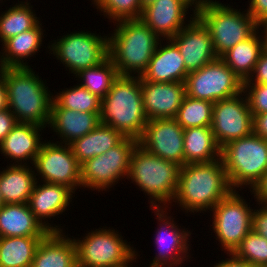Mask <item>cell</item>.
I'll return each instance as SVG.
<instances>
[{"instance_id":"30bf717a","label":"cell","mask_w":267,"mask_h":267,"mask_svg":"<svg viewBox=\"0 0 267 267\" xmlns=\"http://www.w3.org/2000/svg\"><path fill=\"white\" fill-rule=\"evenodd\" d=\"M244 194L243 190H233L211 209L210 215L208 214V217H211L208 218V233L211 231L209 235H214V244L221 246L220 252L233 253L252 228V214L256 201L252 204L254 197L250 200V197L248 199L243 196Z\"/></svg>"},{"instance_id":"f5cc1de1","label":"cell","mask_w":267,"mask_h":267,"mask_svg":"<svg viewBox=\"0 0 267 267\" xmlns=\"http://www.w3.org/2000/svg\"><path fill=\"white\" fill-rule=\"evenodd\" d=\"M16 2H25V3H33L31 0H17ZM34 2H35V0H34Z\"/></svg>"},{"instance_id":"8fae6325","label":"cell","mask_w":267,"mask_h":267,"mask_svg":"<svg viewBox=\"0 0 267 267\" xmlns=\"http://www.w3.org/2000/svg\"><path fill=\"white\" fill-rule=\"evenodd\" d=\"M138 140L125 137L118 145L106 153L95 156L81 164V184L83 191L89 190L104 194L116 189L123 179H128L131 156ZM86 188V189H85ZM104 191V192H103Z\"/></svg>"},{"instance_id":"4dcf8cb0","label":"cell","mask_w":267,"mask_h":267,"mask_svg":"<svg viewBox=\"0 0 267 267\" xmlns=\"http://www.w3.org/2000/svg\"><path fill=\"white\" fill-rule=\"evenodd\" d=\"M6 7L4 1L0 2V44L2 45L7 39H10L19 33L34 28L40 21L42 16H38L32 3L15 2ZM3 4V5H2ZM32 4V5H31ZM41 17V18H40Z\"/></svg>"},{"instance_id":"ab89813d","label":"cell","mask_w":267,"mask_h":267,"mask_svg":"<svg viewBox=\"0 0 267 267\" xmlns=\"http://www.w3.org/2000/svg\"><path fill=\"white\" fill-rule=\"evenodd\" d=\"M251 229L267 239V205L256 203L252 214Z\"/></svg>"},{"instance_id":"b9f144b4","label":"cell","mask_w":267,"mask_h":267,"mask_svg":"<svg viewBox=\"0 0 267 267\" xmlns=\"http://www.w3.org/2000/svg\"><path fill=\"white\" fill-rule=\"evenodd\" d=\"M17 123L15 116L9 109L0 111V143L11 132Z\"/></svg>"},{"instance_id":"60d3db41","label":"cell","mask_w":267,"mask_h":267,"mask_svg":"<svg viewBox=\"0 0 267 267\" xmlns=\"http://www.w3.org/2000/svg\"><path fill=\"white\" fill-rule=\"evenodd\" d=\"M246 10L260 25L267 24V0H248Z\"/></svg>"},{"instance_id":"484cf974","label":"cell","mask_w":267,"mask_h":267,"mask_svg":"<svg viewBox=\"0 0 267 267\" xmlns=\"http://www.w3.org/2000/svg\"><path fill=\"white\" fill-rule=\"evenodd\" d=\"M49 232L34 216L28 203L0 207V237L46 236Z\"/></svg>"},{"instance_id":"44dd1931","label":"cell","mask_w":267,"mask_h":267,"mask_svg":"<svg viewBox=\"0 0 267 267\" xmlns=\"http://www.w3.org/2000/svg\"><path fill=\"white\" fill-rule=\"evenodd\" d=\"M143 108L148 120L175 118L186 95L183 82L141 80Z\"/></svg>"},{"instance_id":"7c38bea8","label":"cell","mask_w":267,"mask_h":267,"mask_svg":"<svg viewBox=\"0 0 267 267\" xmlns=\"http://www.w3.org/2000/svg\"><path fill=\"white\" fill-rule=\"evenodd\" d=\"M149 210L154 213L153 216L156 217L154 219L158 226L153 236V244L157 253H153L154 257L150 259L149 264L146 262V265L148 267H183L184 264L186 266L188 260L192 262L191 239H194L191 237L194 236L191 235L194 234L193 230L177 223L179 221L174 220L176 216L174 217L175 214L169 207L149 208Z\"/></svg>"},{"instance_id":"bcb514c9","label":"cell","mask_w":267,"mask_h":267,"mask_svg":"<svg viewBox=\"0 0 267 267\" xmlns=\"http://www.w3.org/2000/svg\"><path fill=\"white\" fill-rule=\"evenodd\" d=\"M8 109L7 88L3 76L0 74V111Z\"/></svg>"},{"instance_id":"3957f363","label":"cell","mask_w":267,"mask_h":267,"mask_svg":"<svg viewBox=\"0 0 267 267\" xmlns=\"http://www.w3.org/2000/svg\"><path fill=\"white\" fill-rule=\"evenodd\" d=\"M112 26L107 34L109 58L119 75L141 76L161 39L140 19L122 20Z\"/></svg>"},{"instance_id":"1f68e13d","label":"cell","mask_w":267,"mask_h":267,"mask_svg":"<svg viewBox=\"0 0 267 267\" xmlns=\"http://www.w3.org/2000/svg\"><path fill=\"white\" fill-rule=\"evenodd\" d=\"M44 237H0V267H31L38 244Z\"/></svg>"},{"instance_id":"836d02e7","label":"cell","mask_w":267,"mask_h":267,"mask_svg":"<svg viewBox=\"0 0 267 267\" xmlns=\"http://www.w3.org/2000/svg\"><path fill=\"white\" fill-rule=\"evenodd\" d=\"M67 88H59L53 93L51 108H67L78 112L100 113L101 99L77 82Z\"/></svg>"},{"instance_id":"2e32d148","label":"cell","mask_w":267,"mask_h":267,"mask_svg":"<svg viewBox=\"0 0 267 267\" xmlns=\"http://www.w3.org/2000/svg\"><path fill=\"white\" fill-rule=\"evenodd\" d=\"M75 195L77 194L67 186L37 181L28 205L34 216L48 231L66 232L64 229L66 225L56 224L54 220H61L58 219L61 215L69 214L65 211L73 206Z\"/></svg>"},{"instance_id":"d590c367","label":"cell","mask_w":267,"mask_h":267,"mask_svg":"<svg viewBox=\"0 0 267 267\" xmlns=\"http://www.w3.org/2000/svg\"><path fill=\"white\" fill-rule=\"evenodd\" d=\"M97 9V14L103 15L108 22L116 23L122 20H139L143 7L139 0H90Z\"/></svg>"},{"instance_id":"f1b7e54d","label":"cell","mask_w":267,"mask_h":267,"mask_svg":"<svg viewBox=\"0 0 267 267\" xmlns=\"http://www.w3.org/2000/svg\"><path fill=\"white\" fill-rule=\"evenodd\" d=\"M125 136L114 128L99 124L92 131L70 143L73 155L81 165L118 145Z\"/></svg>"},{"instance_id":"681fc988","label":"cell","mask_w":267,"mask_h":267,"mask_svg":"<svg viewBox=\"0 0 267 267\" xmlns=\"http://www.w3.org/2000/svg\"><path fill=\"white\" fill-rule=\"evenodd\" d=\"M141 6L144 8L145 6L150 5L151 3H154L156 0H139Z\"/></svg>"},{"instance_id":"c3c4849f","label":"cell","mask_w":267,"mask_h":267,"mask_svg":"<svg viewBox=\"0 0 267 267\" xmlns=\"http://www.w3.org/2000/svg\"><path fill=\"white\" fill-rule=\"evenodd\" d=\"M140 252L141 251H139L138 249H136V257L133 260H131L129 263H127L126 265L120 266V267H133V266H135L133 264H135L138 259H141L140 255H139Z\"/></svg>"},{"instance_id":"7a4b0ae2","label":"cell","mask_w":267,"mask_h":267,"mask_svg":"<svg viewBox=\"0 0 267 267\" xmlns=\"http://www.w3.org/2000/svg\"><path fill=\"white\" fill-rule=\"evenodd\" d=\"M33 67V68H32ZM0 68L8 97V109L20 123L48 128L53 102V92L42 79L35 66Z\"/></svg>"},{"instance_id":"277c9868","label":"cell","mask_w":267,"mask_h":267,"mask_svg":"<svg viewBox=\"0 0 267 267\" xmlns=\"http://www.w3.org/2000/svg\"><path fill=\"white\" fill-rule=\"evenodd\" d=\"M100 124L139 139L148 119L143 108L140 76L119 75L101 100Z\"/></svg>"},{"instance_id":"ac0fdd59","label":"cell","mask_w":267,"mask_h":267,"mask_svg":"<svg viewBox=\"0 0 267 267\" xmlns=\"http://www.w3.org/2000/svg\"><path fill=\"white\" fill-rule=\"evenodd\" d=\"M195 16L196 12L183 0H156L143 8L140 20L161 40H166L173 38Z\"/></svg>"},{"instance_id":"cb8c5ba5","label":"cell","mask_w":267,"mask_h":267,"mask_svg":"<svg viewBox=\"0 0 267 267\" xmlns=\"http://www.w3.org/2000/svg\"><path fill=\"white\" fill-rule=\"evenodd\" d=\"M100 113L78 112L67 108H51L48 132L52 141L70 144L86 135L100 124ZM60 139V141L58 140ZM58 140V141H57Z\"/></svg>"},{"instance_id":"83f0119b","label":"cell","mask_w":267,"mask_h":267,"mask_svg":"<svg viewBox=\"0 0 267 267\" xmlns=\"http://www.w3.org/2000/svg\"><path fill=\"white\" fill-rule=\"evenodd\" d=\"M36 182L33 165L0 167V192L4 204L28 203Z\"/></svg>"},{"instance_id":"e0dca14e","label":"cell","mask_w":267,"mask_h":267,"mask_svg":"<svg viewBox=\"0 0 267 267\" xmlns=\"http://www.w3.org/2000/svg\"><path fill=\"white\" fill-rule=\"evenodd\" d=\"M184 129L174 118L148 120L138 144L150 153L185 165L184 159Z\"/></svg>"},{"instance_id":"7dc6e473","label":"cell","mask_w":267,"mask_h":267,"mask_svg":"<svg viewBox=\"0 0 267 267\" xmlns=\"http://www.w3.org/2000/svg\"><path fill=\"white\" fill-rule=\"evenodd\" d=\"M194 12H198L214 0H183Z\"/></svg>"},{"instance_id":"74e56055","label":"cell","mask_w":267,"mask_h":267,"mask_svg":"<svg viewBox=\"0 0 267 267\" xmlns=\"http://www.w3.org/2000/svg\"><path fill=\"white\" fill-rule=\"evenodd\" d=\"M252 115L267 113V84H243Z\"/></svg>"},{"instance_id":"4316f807","label":"cell","mask_w":267,"mask_h":267,"mask_svg":"<svg viewBox=\"0 0 267 267\" xmlns=\"http://www.w3.org/2000/svg\"><path fill=\"white\" fill-rule=\"evenodd\" d=\"M266 48V38L260 26L248 39L233 46L220 58L242 81H246L254 70L260 54Z\"/></svg>"},{"instance_id":"d6986e66","label":"cell","mask_w":267,"mask_h":267,"mask_svg":"<svg viewBox=\"0 0 267 267\" xmlns=\"http://www.w3.org/2000/svg\"><path fill=\"white\" fill-rule=\"evenodd\" d=\"M170 40L177 46L188 73L218 58L209 30L197 16Z\"/></svg>"},{"instance_id":"816d5d0a","label":"cell","mask_w":267,"mask_h":267,"mask_svg":"<svg viewBox=\"0 0 267 267\" xmlns=\"http://www.w3.org/2000/svg\"><path fill=\"white\" fill-rule=\"evenodd\" d=\"M4 205V201H3V197L2 194L0 192V207Z\"/></svg>"},{"instance_id":"6da1fadb","label":"cell","mask_w":267,"mask_h":267,"mask_svg":"<svg viewBox=\"0 0 267 267\" xmlns=\"http://www.w3.org/2000/svg\"><path fill=\"white\" fill-rule=\"evenodd\" d=\"M233 190L221 158L207 163L185 164L180 167L178 189L169 208L176 207L174 210L179 209L178 213L189 214L188 217L197 213L207 215Z\"/></svg>"},{"instance_id":"f546056e","label":"cell","mask_w":267,"mask_h":267,"mask_svg":"<svg viewBox=\"0 0 267 267\" xmlns=\"http://www.w3.org/2000/svg\"><path fill=\"white\" fill-rule=\"evenodd\" d=\"M185 164L207 163L220 158L218 146L211 127H190L184 129Z\"/></svg>"},{"instance_id":"5bb4252c","label":"cell","mask_w":267,"mask_h":267,"mask_svg":"<svg viewBox=\"0 0 267 267\" xmlns=\"http://www.w3.org/2000/svg\"><path fill=\"white\" fill-rule=\"evenodd\" d=\"M44 140L33 164L37 181L61 184L75 194L82 189L81 165L68 144Z\"/></svg>"},{"instance_id":"9a60e30c","label":"cell","mask_w":267,"mask_h":267,"mask_svg":"<svg viewBox=\"0 0 267 267\" xmlns=\"http://www.w3.org/2000/svg\"><path fill=\"white\" fill-rule=\"evenodd\" d=\"M211 129L220 148L253 133V115L243 91L214 103Z\"/></svg>"},{"instance_id":"7bdbcfd3","label":"cell","mask_w":267,"mask_h":267,"mask_svg":"<svg viewBox=\"0 0 267 267\" xmlns=\"http://www.w3.org/2000/svg\"><path fill=\"white\" fill-rule=\"evenodd\" d=\"M222 254L223 253H221V258L223 259L218 258V260H216L218 262L214 261V264L212 265V267H255V266H252L247 261L238 259L233 253H224L223 257H222ZM209 267L211 266L209 265Z\"/></svg>"},{"instance_id":"f907efd6","label":"cell","mask_w":267,"mask_h":267,"mask_svg":"<svg viewBox=\"0 0 267 267\" xmlns=\"http://www.w3.org/2000/svg\"><path fill=\"white\" fill-rule=\"evenodd\" d=\"M264 34H265V38H266V48H267V24L262 26Z\"/></svg>"},{"instance_id":"ffe728a7","label":"cell","mask_w":267,"mask_h":267,"mask_svg":"<svg viewBox=\"0 0 267 267\" xmlns=\"http://www.w3.org/2000/svg\"><path fill=\"white\" fill-rule=\"evenodd\" d=\"M46 131V128L35 124L18 122L0 143V154L4 161L9 165H33L43 140L47 139L42 137L43 134H49Z\"/></svg>"},{"instance_id":"8d00e7d4","label":"cell","mask_w":267,"mask_h":267,"mask_svg":"<svg viewBox=\"0 0 267 267\" xmlns=\"http://www.w3.org/2000/svg\"><path fill=\"white\" fill-rule=\"evenodd\" d=\"M233 254L252 266L263 267L267 264V239L251 229Z\"/></svg>"},{"instance_id":"7402d4cb","label":"cell","mask_w":267,"mask_h":267,"mask_svg":"<svg viewBox=\"0 0 267 267\" xmlns=\"http://www.w3.org/2000/svg\"><path fill=\"white\" fill-rule=\"evenodd\" d=\"M45 29L41 20L34 28L7 39L0 49V68L31 67L32 57L43 51L40 49L47 37Z\"/></svg>"},{"instance_id":"d6a6232c","label":"cell","mask_w":267,"mask_h":267,"mask_svg":"<svg viewBox=\"0 0 267 267\" xmlns=\"http://www.w3.org/2000/svg\"><path fill=\"white\" fill-rule=\"evenodd\" d=\"M118 77L119 72L108 56L102 63L80 71L71 79L102 100Z\"/></svg>"},{"instance_id":"f35d334b","label":"cell","mask_w":267,"mask_h":267,"mask_svg":"<svg viewBox=\"0 0 267 267\" xmlns=\"http://www.w3.org/2000/svg\"><path fill=\"white\" fill-rule=\"evenodd\" d=\"M243 84H267V48L262 51L252 74Z\"/></svg>"},{"instance_id":"4fadbf2b","label":"cell","mask_w":267,"mask_h":267,"mask_svg":"<svg viewBox=\"0 0 267 267\" xmlns=\"http://www.w3.org/2000/svg\"><path fill=\"white\" fill-rule=\"evenodd\" d=\"M243 90V82L218 57L199 70L188 73L185 92L193 99L216 101L233 97Z\"/></svg>"},{"instance_id":"5b68a950","label":"cell","mask_w":267,"mask_h":267,"mask_svg":"<svg viewBox=\"0 0 267 267\" xmlns=\"http://www.w3.org/2000/svg\"><path fill=\"white\" fill-rule=\"evenodd\" d=\"M180 167L137 144L131 156L127 183H133L143 192L148 200L147 207H170L178 189Z\"/></svg>"},{"instance_id":"9c48e42d","label":"cell","mask_w":267,"mask_h":267,"mask_svg":"<svg viewBox=\"0 0 267 267\" xmlns=\"http://www.w3.org/2000/svg\"><path fill=\"white\" fill-rule=\"evenodd\" d=\"M101 227L87 229L83 236H72L78 267H120L136 257V245L124 239L120 230L106 225Z\"/></svg>"},{"instance_id":"8992f818","label":"cell","mask_w":267,"mask_h":267,"mask_svg":"<svg viewBox=\"0 0 267 267\" xmlns=\"http://www.w3.org/2000/svg\"><path fill=\"white\" fill-rule=\"evenodd\" d=\"M220 158L234 190L247 192L267 171V140L252 133L221 147Z\"/></svg>"},{"instance_id":"603a6c76","label":"cell","mask_w":267,"mask_h":267,"mask_svg":"<svg viewBox=\"0 0 267 267\" xmlns=\"http://www.w3.org/2000/svg\"><path fill=\"white\" fill-rule=\"evenodd\" d=\"M188 72L177 46L170 40H160L147 69L140 76L149 82H183Z\"/></svg>"},{"instance_id":"52a82bcc","label":"cell","mask_w":267,"mask_h":267,"mask_svg":"<svg viewBox=\"0 0 267 267\" xmlns=\"http://www.w3.org/2000/svg\"><path fill=\"white\" fill-rule=\"evenodd\" d=\"M87 30L68 31L70 34L66 31L57 39L45 43L44 53L56 59L63 68L65 66L68 75L75 76L82 70L102 63L109 56L108 35L104 31L97 34L96 31Z\"/></svg>"},{"instance_id":"f6af8a7d","label":"cell","mask_w":267,"mask_h":267,"mask_svg":"<svg viewBox=\"0 0 267 267\" xmlns=\"http://www.w3.org/2000/svg\"><path fill=\"white\" fill-rule=\"evenodd\" d=\"M253 133L267 140V113L253 115Z\"/></svg>"},{"instance_id":"e575fe53","label":"cell","mask_w":267,"mask_h":267,"mask_svg":"<svg viewBox=\"0 0 267 267\" xmlns=\"http://www.w3.org/2000/svg\"><path fill=\"white\" fill-rule=\"evenodd\" d=\"M213 102L184 96L175 120L183 128L211 127Z\"/></svg>"},{"instance_id":"ee69618b","label":"cell","mask_w":267,"mask_h":267,"mask_svg":"<svg viewBox=\"0 0 267 267\" xmlns=\"http://www.w3.org/2000/svg\"><path fill=\"white\" fill-rule=\"evenodd\" d=\"M249 192L254 197L256 203L267 205V171Z\"/></svg>"},{"instance_id":"d4e9b609","label":"cell","mask_w":267,"mask_h":267,"mask_svg":"<svg viewBox=\"0 0 267 267\" xmlns=\"http://www.w3.org/2000/svg\"><path fill=\"white\" fill-rule=\"evenodd\" d=\"M66 232H49L38 244L31 267H78L77 250Z\"/></svg>"},{"instance_id":"ba28073f","label":"cell","mask_w":267,"mask_h":267,"mask_svg":"<svg viewBox=\"0 0 267 267\" xmlns=\"http://www.w3.org/2000/svg\"><path fill=\"white\" fill-rule=\"evenodd\" d=\"M229 3L215 0L196 13L209 30L218 57L248 39L260 27L246 8L243 10L239 4L233 7V2Z\"/></svg>"}]
</instances>
